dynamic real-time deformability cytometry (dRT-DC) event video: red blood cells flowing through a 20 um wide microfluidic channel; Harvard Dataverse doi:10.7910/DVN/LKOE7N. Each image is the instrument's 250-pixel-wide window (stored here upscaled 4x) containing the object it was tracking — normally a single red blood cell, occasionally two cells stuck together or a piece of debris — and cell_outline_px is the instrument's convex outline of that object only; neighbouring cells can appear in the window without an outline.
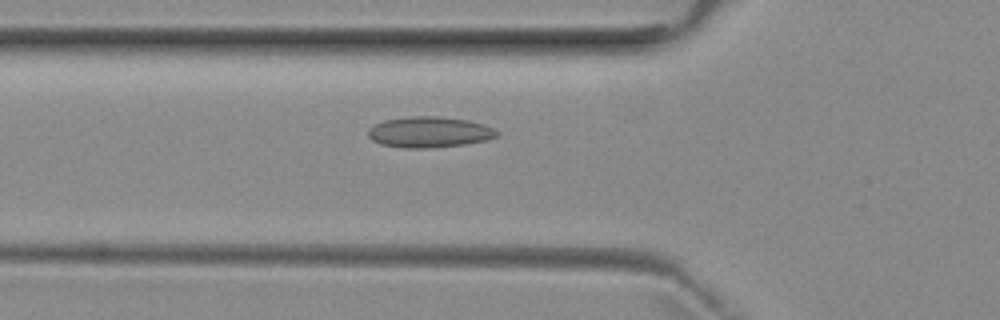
{"species": "common noctule bat (a hibernating species)", "species_latin": "Nyctalus noctula", "temperature_condition": "room temperature", "stored_images_in_passage": 38, "camera_frame_rate_fps": 3000, "um_per_image_px": 0.085, "animal": {"sex": "female", "body_mass_g": 29.2, "forearm_length_mm": 56.3}, "frame": {"image": 1, "passage_image": 4, "time_ms": 1.0, "image_size_px": [1000, 320], "cell_outline_px": [[500, 132], [496, 136], [484, 140], [464, 144], [428, 148], [404, 148], [380, 144], [372, 140], [368, 136], [368, 128], [384, 120], [408, 116], [440, 116], [468, 120], [484, 124]], "centroid_in_image_um": [36.46, 11.22], "position_along_channel_um": 89.3, "area_um2": 23.12}}
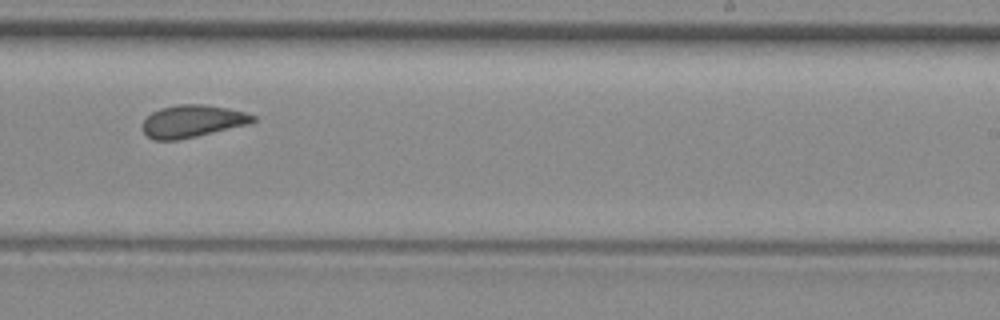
{"frame": {"image": 2, "passage_image": 18, "time_ms": 5.667, "image_size_px": [1000, 320], "cell_outline_px": [[256, 120], [252, 124], [180, 140], [156, 140], [148, 136], [140, 128], [144, 120], [152, 112], [160, 108], [176, 104], [204, 104], [228, 108], [244, 112], [256, 116]], "centroid_in_image_um": [16.37, 10.3], "position_along_channel_um": 272.6, "area_um2": 21.15}}
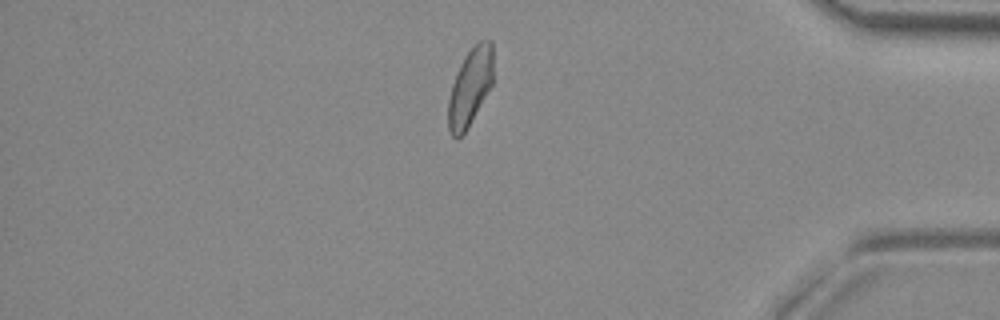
{"frame": {"image": 3, "passage_image": 30, "time_ms": 9.667, "image_size_px": [1000, 320], "cell_outline_px": [[492, 84], [464, 132], [456, 140], [452, 136], [448, 128], [448, 100], [452, 84], [460, 64], [464, 56], [480, 40], [492, 40]], "centroid_in_image_um": [39.94, 7.39], "position_along_channel_um": 395.3, "area_um2": 19.83}, "authors_computed_cell_mechanics": {"area_um2": 20.8947, "velocity_mm_per_s": 3.9384, "shape_relaxation_time_tau1_ms": null, "shape_relaxation_time_tau2_ms": 2.327, "deformation_change_tau1": null, "deformation_change_tau2": 0.0921}}